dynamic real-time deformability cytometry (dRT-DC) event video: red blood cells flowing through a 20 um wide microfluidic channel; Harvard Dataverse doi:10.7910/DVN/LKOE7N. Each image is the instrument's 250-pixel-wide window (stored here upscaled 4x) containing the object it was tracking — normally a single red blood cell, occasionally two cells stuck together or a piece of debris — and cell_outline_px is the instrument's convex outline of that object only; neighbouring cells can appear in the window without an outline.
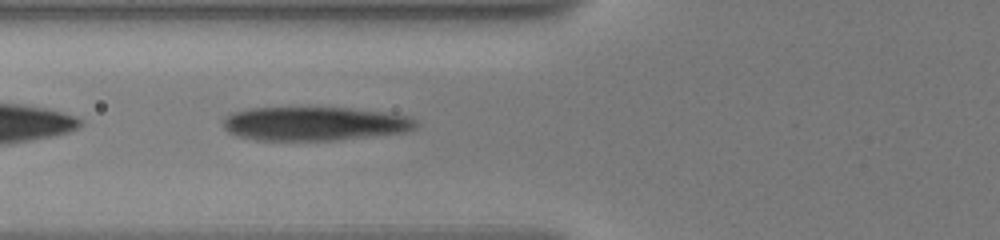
{"species": "human", "species_latin": "Homo sapiens", "temperature_condition": "warm", "stored_images_in_passage": 7, "camera_frame_rate_fps": 3000, "um_per_image_px": 0.085, "donor": {"sex": "male"}, "frame": {"image": 1, "passage_image": 6, "time_ms": 2.333, "image_size_px": [1000, 240], "cell_outline_px": [[420, 124], [416, 128], [404, 132], [332, 140], [256, 140], [240, 136], [228, 132], [224, 128], [224, 116], [232, 112], [252, 108], [348, 108], [384, 112], [408, 116], [416, 120]], "centroid_in_image_um": [26.73, 10.51], "position_along_channel_um": 99.1, "area_um2": 37.74}}
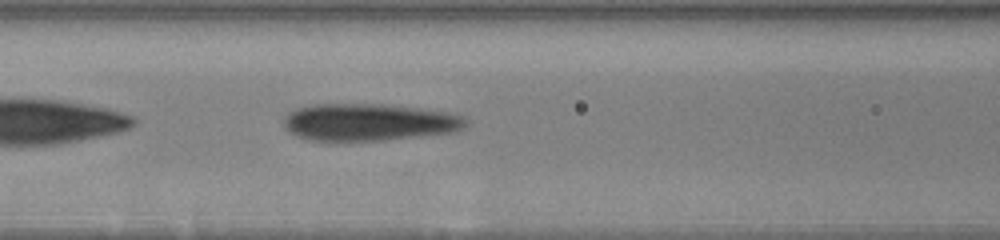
{"frame": {"image": 2, "passage_image": 7, "time_ms": 3.333, "image_size_px": [1000, 240], "cell_outline_px": [[468, 124], [456, 132], [384, 140], [308, 140], [296, 136], [288, 132], [284, 128], [284, 116], [288, 112], [296, 108], [312, 104], [388, 104], [452, 112], [464, 116], [468, 120]], "centroid_in_image_um": [31.38, 10.37], "position_along_channel_um": 135.2, "area_um2": 39.94}}